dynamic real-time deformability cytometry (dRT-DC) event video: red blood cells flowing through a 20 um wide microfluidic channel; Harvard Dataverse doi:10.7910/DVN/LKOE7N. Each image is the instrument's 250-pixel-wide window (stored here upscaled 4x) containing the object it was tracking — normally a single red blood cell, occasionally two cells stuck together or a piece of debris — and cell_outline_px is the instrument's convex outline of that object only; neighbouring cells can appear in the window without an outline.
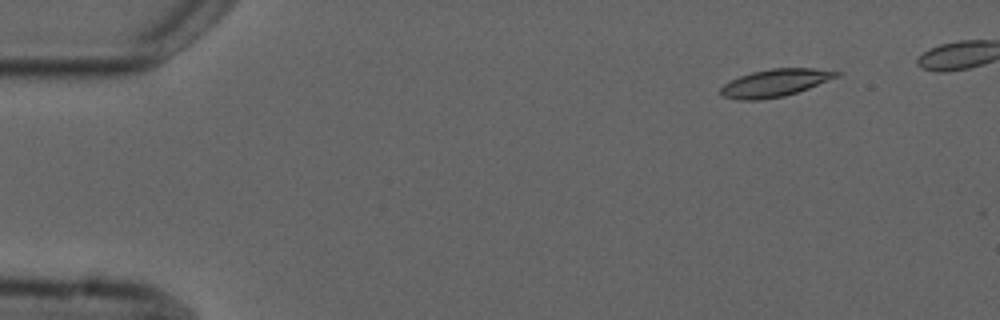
{"species": "common noctule bat (a hibernating species)", "species_latin": "Nyctalus noctula", "temperature_condition": "cold", "stored_images_in_passage": 4, "camera_frame_rate_fps": 3000, "um_per_image_px": 0.085, "animal": {"sex": "male", "forearm_length_mm": 52.5}, "frame": {"image": 1, "passage_image": 1, "time_ms": 0.0, "image_size_px": [1000, 320], "cell_outline_px": [[844, 72], [840, 76], [808, 88], [784, 96], [760, 100], [736, 100], [724, 96], [720, 92], [720, 88], [724, 84], [740, 76], [752, 72], [772, 68], [812, 68]], "centroid_in_image_um": [65.9, 7.04], "position_along_channel_um": 19.1, "area_um2": 18.5}}